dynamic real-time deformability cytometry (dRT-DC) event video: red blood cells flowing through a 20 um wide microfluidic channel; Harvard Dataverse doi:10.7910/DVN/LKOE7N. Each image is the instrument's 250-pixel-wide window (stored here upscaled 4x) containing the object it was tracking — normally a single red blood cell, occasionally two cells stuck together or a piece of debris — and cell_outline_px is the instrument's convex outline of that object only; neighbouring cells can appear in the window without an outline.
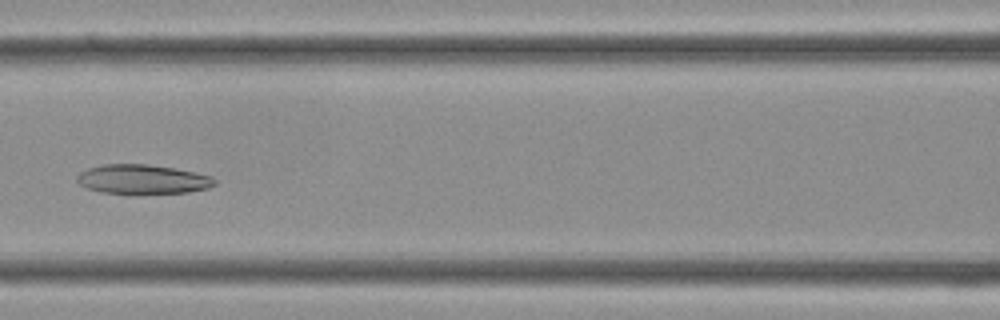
{"species": "Egyptian fruit bat (a non-hibernating species)", "species_latin": "Rousettus aegyptiacus", "temperature_condition": "cold", "stored_images_in_passage": 30, "camera_frame_rate_fps": 3000, "um_per_image_px": 0.085, "frame": {"image": 1, "passage_image": 12, "time_ms": 3.667, "image_size_px": [1000, 320], "cell_outline_px": [[216, 184], [208, 188], [188, 192], [100, 192], [88, 188], [80, 184], [76, 180], [76, 176], [80, 172], [88, 168], [104, 164], [148, 164], [176, 168], [212, 176], [216, 180]], "centroid_in_image_um": [12.13, 15.21], "position_along_channel_um": 154.5, "area_um2": 23.12}}
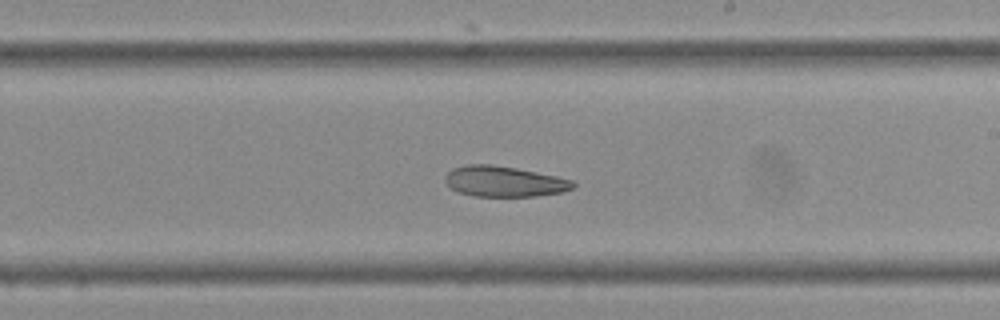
{"frame": {"image": 2, "passage_image": 17, "time_ms": 5.333, "image_size_px": [1000, 320], "cell_outline_px": [[576, 184], [572, 188], [564, 192], [536, 196], [472, 196], [456, 192], [448, 188], [444, 180], [444, 176], [452, 168], [468, 164], [492, 164], [516, 168], [556, 176], [572, 180]], "centroid_in_image_um": [42.8, 15.43], "position_along_channel_um": 246.2, "area_um2": 23.06}}
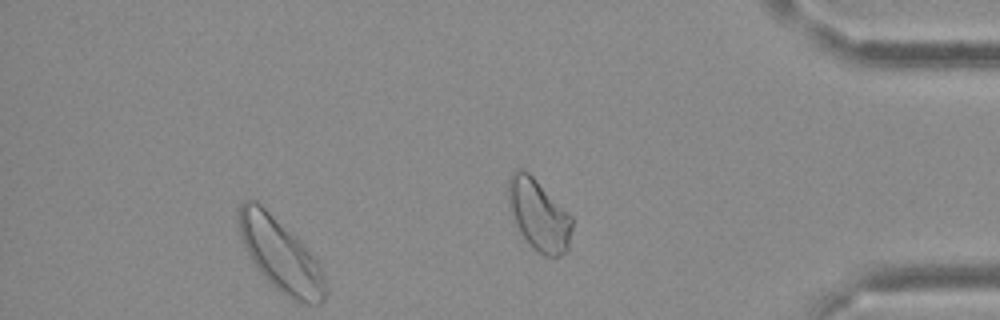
{"frame": {"image": 3, "passage_image": 26, "time_ms": 8.333, "image_size_px": [1000, 320], "cell_outline_px": [[328, 288], [324, 300], [320, 304], [300, 304], [292, 300], [280, 292], [256, 268], [240, 236], [240, 204], [244, 200], [256, 200], [316, 260], [324, 276]], "centroid_in_image_um": [23.86, 21.77], "position_along_channel_um": 411.3, "area_um2": 35.43}}